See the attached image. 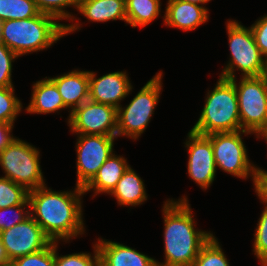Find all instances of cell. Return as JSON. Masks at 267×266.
Instances as JSON below:
<instances>
[{"instance_id":"obj_37","label":"cell","mask_w":267,"mask_h":266,"mask_svg":"<svg viewBox=\"0 0 267 266\" xmlns=\"http://www.w3.org/2000/svg\"><path fill=\"white\" fill-rule=\"evenodd\" d=\"M181 1L189 2L203 7V4L205 3L207 4L211 0H181Z\"/></svg>"},{"instance_id":"obj_36","label":"cell","mask_w":267,"mask_h":266,"mask_svg":"<svg viewBox=\"0 0 267 266\" xmlns=\"http://www.w3.org/2000/svg\"><path fill=\"white\" fill-rule=\"evenodd\" d=\"M0 266H11V261L0 238Z\"/></svg>"},{"instance_id":"obj_10","label":"cell","mask_w":267,"mask_h":266,"mask_svg":"<svg viewBox=\"0 0 267 266\" xmlns=\"http://www.w3.org/2000/svg\"><path fill=\"white\" fill-rule=\"evenodd\" d=\"M76 186L84 188L110 157L117 136L76 134Z\"/></svg>"},{"instance_id":"obj_5","label":"cell","mask_w":267,"mask_h":266,"mask_svg":"<svg viewBox=\"0 0 267 266\" xmlns=\"http://www.w3.org/2000/svg\"><path fill=\"white\" fill-rule=\"evenodd\" d=\"M230 59L219 77L236 78L235 69L241 71L242 77H260L264 71L265 57L255 43L250 27H245L236 20L226 23Z\"/></svg>"},{"instance_id":"obj_12","label":"cell","mask_w":267,"mask_h":266,"mask_svg":"<svg viewBox=\"0 0 267 266\" xmlns=\"http://www.w3.org/2000/svg\"><path fill=\"white\" fill-rule=\"evenodd\" d=\"M0 238L11 262L45 249L52 242L31 216L10 229L1 231Z\"/></svg>"},{"instance_id":"obj_26","label":"cell","mask_w":267,"mask_h":266,"mask_svg":"<svg viewBox=\"0 0 267 266\" xmlns=\"http://www.w3.org/2000/svg\"><path fill=\"white\" fill-rule=\"evenodd\" d=\"M28 193L23 186L8 178L0 177V208H7L24 204L28 200Z\"/></svg>"},{"instance_id":"obj_33","label":"cell","mask_w":267,"mask_h":266,"mask_svg":"<svg viewBox=\"0 0 267 266\" xmlns=\"http://www.w3.org/2000/svg\"><path fill=\"white\" fill-rule=\"evenodd\" d=\"M250 29L261 54L267 58V15L255 21Z\"/></svg>"},{"instance_id":"obj_38","label":"cell","mask_w":267,"mask_h":266,"mask_svg":"<svg viewBox=\"0 0 267 266\" xmlns=\"http://www.w3.org/2000/svg\"><path fill=\"white\" fill-rule=\"evenodd\" d=\"M262 77L264 78L267 84V58H265L264 71H263Z\"/></svg>"},{"instance_id":"obj_16","label":"cell","mask_w":267,"mask_h":266,"mask_svg":"<svg viewBox=\"0 0 267 266\" xmlns=\"http://www.w3.org/2000/svg\"><path fill=\"white\" fill-rule=\"evenodd\" d=\"M165 8L164 24L183 31H192L209 19L208 8L189 2L168 0Z\"/></svg>"},{"instance_id":"obj_20","label":"cell","mask_w":267,"mask_h":266,"mask_svg":"<svg viewBox=\"0 0 267 266\" xmlns=\"http://www.w3.org/2000/svg\"><path fill=\"white\" fill-rule=\"evenodd\" d=\"M77 11L92 22L119 19L127 23L125 0H79Z\"/></svg>"},{"instance_id":"obj_3","label":"cell","mask_w":267,"mask_h":266,"mask_svg":"<svg viewBox=\"0 0 267 266\" xmlns=\"http://www.w3.org/2000/svg\"><path fill=\"white\" fill-rule=\"evenodd\" d=\"M77 22L62 24L44 13L28 19L5 20L1 22L0 42L20 57L50 48L63 36L81 28Z\"/></svg>"},{"instance_id":"obj_31","label":"cell","mask_w":267,"mask_h":266,"mask_svg":"<svg viewBox=\"0 0 267 266\" xmlns=\"http://www.w3.org/2000/svg\"><path fill=\"white\" fill-rule=\"evenodd\" d=\"M26 206L30 208L29 200L21 205L0 208V232L10 229L14 225L19 224L29 218L31 216L30 210H25ZM7 215H10V217ZM7 219L9 220L7 221Z\"/></svg>"},{"instance_id":"obj_8","label":"cell","mask_w":267,"mask_h":266,"mask_svg":"<svg viewBox=\"0 0 267 266\" xmlns=\"http://www.w3.org/2000/svg\"><path fill=\"white\" fill-rule=\"evenodd\" d=\"M40 151L33 145L15 138L1 153L0 166L5 178L27 191L46 185L40 165Z\"/></svg>"},{"instance_id":"obj_13","label":"cell","mask_w":267,"mask_h":266,"mask_svg":"<svg viewBox=\"0 0 267 266\" xmlns=\"http://www.w3.org/2000/svg\"><path fill=\"white\" fill-rule=\"evenodd\" d=\"M184 144L189 154V177L202 189H208L215 179L217 170L211 140L206 135L190 130Z\"/></svg>"},{"instance_id":"obj_32","label":"cell","mask_w":267,"mask_h":266,"mask_svg":"<svg viewBox=\"0 0 267 266\" xmlns=\"http://www.w3.org/2000/svg\"><path fill=\"white\" fill-rule=\"evenodd\" d=\"M18 55L0 42V88L14 86L12 82V62Z\"/></svg>"},{"instance_id":"obj_14","label":"cell","mask_w":267,"mask_h":266,"mask_svg":"<svg viewBox=\"0 0 267 266\" xmlns=\"http://www.w3.org/2000/svg\"><path fill=\"white\" fill-rule=\"evenodd\" d=\"M133 85L126 71H117L97 78L93 71H89V100L108 104L118 109L132 91Z\"/></svg>"},{"instance_id":"obj_28","label":"cell","mask_w":267,"mask_h":266,"mask_svg":"<svg viewBox=\"0 0 267 266\" xmlns=\"http://www.w3.org/2000/svg\"><path fill=\"white\" fill-rule=\"evenodd\" d=\"M40 13L48 14L59 20L74 21L76 18L65 10L67 7L74 6L78 9L79 0H34Z\"/></svg>"},{"instance_id":"obj_39","label":"cell","mask_w":267,"mask_h":266,"mask_svg":"<svg viewBox=\"0 0 267 266\" xmlns=\"http://www.w3.org/2000/svg\"><path fill=\"white\" fill-rule=\"evenodd\" d=\"M257 138H263L267 142V128Z\"/></svg>"},{"instance_id":"obj_7","label":"cell","mask_w":267,"mask_h":266,"mask_svg":"<svg viewBox=\"0 0 267 266\" xmlns=\"http://www.w3.org/2000/svg\"><path fill=\"white\" fill-rule=\"evenodd\" d=\"M163 73L159 71L135 95L130 103L117 109L116 136H127L134 141L145 132L155 107L159 103Z\"/></svg>"},{"instance_id":"obj_17","label":"cell","mask_w":267,"mask_h":266,"mask_svg":"<svg viewBox=\"0 0 267 266\" xmlns=\"http://www.w3.org/2000/svg\"><path fill=\"white\" fill-rule=\"evenodd\" d=\"M57 87L64 105L71 112L89 100V71L72 70L56 77H48Z\"/></svg>"},{"instance_id":"obj_34","label":"cell","mask_w":267,"mask_h":266,"mask_svg":"<svg viewBox=\"0 0 267 266\" xmlns=\"http://www.w3.org/2000/svg\"><path fill=\"white\" fill-rule=\"evenodd\" d=\"M13 127L12 123L0 122V153L16 138L11 134Z\"/></svg>"},{"instance_id":"obj_27","label":"cell","mask_w":267,"mask_h":266,"mask_svg":"<svg viewBox=\"0 0 267 266\" xmlns=\"http://www.w3.org/2000/svg\"><path fill=\"white\" fill-rule=\"evenodd\" d=\"M14 87L0 88V122L12 123L23 108L21 101L15 96Z\"/></svg>"},{"instance_id":"obj_9","label":"cell","mask_w":267,"mask_h":266,"mask_svg":"<svg viewBox=\"0 0 267 266\" xmlns=\"http://www.w3.org/2000/svg\"><path fill=\"white\" fill-rule=\"evenodd\" d=\"M231 79L235 84L243 131L258 137L267 128V84L262 76ZM238 84V85H237Z\"/></svg>"},{"instance_id":"obj_24","label":"cell","mask_w":267,"mask_h":266,"mask_svg":"<svg viewBox=\"0 0 267 266\" xmlns=\"http://www.w3.org/2000/svg\"><path fill=\"white\" fill-rule=\"evenodd\" d=\"M262 203H265L264 210L258 220L254 235L253 252L259 259L261 266H267V197L259 190H255Z\"/></svg>"},{"instance_id":"obj_25","label":"cell","mask_w":267,"mask_h":266,"mask_svg":"<svg viewBox=\"0 0 267 266\" xmlns=\"http://www.w3.org/2000/svg\"><path fill=\"white\" fill-rule=\"evenodd\" d=\"M218 239L212 235L201 247L192 266H230Z\"/></svg>"},{"instance_id":"obj_4","label":"cell","mask_w":267,"mask_h":266,"mask_svg":"<svg viewBox=\"0 0 267 266\" xmlns=\"http://www.w3.org/2000/svg\"><path fill=\"white\" fill-rule=\"evenodd\" d=\"M206 94L205 105L192 131L201 135L242 130L235 84L219 77Z\"/></svg>"},{"instance_id":"obj_6","label":"cell","mask_w":267,"mask_h":266,"mask_svg":"<svg viewBox=\"0 0 267 266\" xmlns=\"http://www.w3.org/2000/svg\"><path fill=\"white\" fill-rule=\"evenodd\" d=\"M242 134L246 136L252 133L239 130L236 132L212 133L206 136L212 143L216 167L240 179L251 177L254 190H258L261 168L250 162L246 146L242 140Z\"/></svg>"},{"instance_id":"obj_11","label":"cell","mask_w":267,"mask_h":266,"mask_svg":"<svg viewBox=\"0 0 267 266\" xmlns=\"http://www.w3.org/2000/svg\"><path fill=\"white\" fill-rule=\"evenodd\" d=\"M67 122L76 134L116 136L117 109L87 100L69 114Z\"/></svg>"},{"instance_id":"obj_19","label":"cell","mask_w":267,"mask_h":266,"mask_svg":"<svg viewBox=\"0 0 267 266\" xmlns=\"http://www.w3.org/2000/svg\"><path fill=\"white\" fill-rule=\"evenodd\" d=\"M32 97L26 107L27 113L48 114L67 109L56 85L47 77L32 86Z\"/></svg>"},{"instance_id":"obj_21","label":"cell","mask_w":267,"mask_h":266,"mask_svg":"<svg viewBox=\"0 0 267 266\" xmlns=\"http://www.w3.org/2000/svg\"><path fill=\"white\" fill-rule=\"evenodd\" d=\"M120 206H137L147 200L145 185L141 177L129 166L115 188L109 194Z\"/></svg>"},{"instance_id":"obj_1","label":"cell","mask_w":267,"mask_h":266,"mask_svg":"<svg viewBox=\"0 0 267 266\" xmlns=\"http://www.w3.org/2000/svg\"><path fill=\"white\" fill-rule=\"evenodd\" d=\"M82 195L83 188L78 186L62 192L41 186L28 193L30 215L53 242H70L85 232Z\"/></svg>"},{"instance_id":"obj_2","label":"cell","mask_w":267,"mask_h":266,"mask_svg":"<svg viewBox=\"0 0 267 266\" xmlns=\"http://www.w3.org/2000/svg\"><path fill=\"white\" fill-rule=\"evenodd\" d=\"M186 196L178 201L166 200L162 212L164 219L165 261L157 266H192L201 247L213 235L196 229L192 209Z\"/></svg>"},{"instance_id":"obj_18","label":"cell","mask_w":267,"mask_h":266,"mask_svg":"<svg viewBox=\"0 0 267 266\" xmlns=\"http://www.w3.org/2000/svg\"><path fill=\"white\" fill-rule=\"evenodd\" d=\"M129 166L123 156H117L112 153L99 168L93 179L83 188L84 194L93 190V196L98 193L109 195Z\"/></svg>"},{"instance_id":"obj_30","label":"cell","mask_w":267,"mask_h":266,"mask_svg":"<svg viewBox=\"0 0 267 266\" xmlns=\"http://www.w3.org/2000/svg\"><path fill=\"white\" fill-rule=\"evenodd\" d=\"M11 266H55V242L38 252L16 258Z\"/></svg>"},{"instance_id":"obj_15","label":"cell","mask_w":267,"mask_h":266,"mask_svg":"<svg viewBox=\"0 0 267 266\" xmlns=\"http://www.w3.org/2000/svg\"><path fill=\"white\" fill-rule=\"evenodd\" d=\"M99 266H157L155 258L120 244L98 238Z\"/></svg>"},{"instance_id":"obj_29","label":"cell","mask_w":267,"mask_h":266,"mask_svg":"<svg viewBox=\"0 0 267 266\" xmlns=\"http://www.w3.org/2000/svg\"><path fill=\"white\" fill-rule=\"evenodd\" d=\"M93 246V255L80 252L59 256L57 253L58 242H55V266H99V250L96 243Z\"/></svg>"},{"instance_id":"obj_35","label":"cell","mask_w":267,"mask_h":266,"mask_svg":"<svg viewBox=\"0 0 267 266\" xmlns=\"http://www.w3.org/2000/svg\"><path fill=\"white\" fill-rule=\"evenodd\" d=\"M265 197H267V171L261 169L260 184L258 189Z\"/></svg>"},{"instance_id":"obj_23","label":"cell","mask_w":267,"mask_h":266,"mask_svg":"<svg viewBox=\"0 0 267 266\" xmlns=\"http://www.w3.org/2000/svg\"><path fill=\"white\" fill-rule=\"evenodd\" d=\"M34 0H0V21L21 20L39 14Z\"/></svg>"},{"instance_id":"obj_22","label":"cell","mask_w":267,"mask_h":266,"mask_svg":"<svg viewBox=\"0 0 267 266\" xmlns=\"http://www.w3.org/2000/svg\"><path fill=\"white\" fill-rule=\"evenodd\" d=\"M160 0H125L127 24L145 27L153 22L161 12Z\"/></svg>"}]
</instances>
